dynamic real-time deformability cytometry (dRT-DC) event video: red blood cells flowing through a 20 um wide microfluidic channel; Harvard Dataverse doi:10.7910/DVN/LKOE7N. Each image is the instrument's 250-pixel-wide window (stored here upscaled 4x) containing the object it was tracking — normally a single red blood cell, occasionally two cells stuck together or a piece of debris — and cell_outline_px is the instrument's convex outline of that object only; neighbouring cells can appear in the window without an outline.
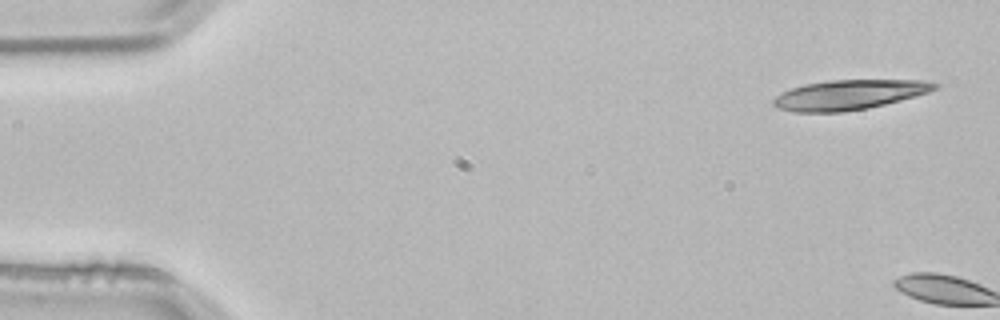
{"species": "common noctule bat (a hibernating species)", "species_latin": "Nyctalus noctula", "temperature_condition": "room temperature", "stored_images_in_passage": 3, "camera_frame_rate_fps": 3000, "um_per_image_px": 0.085, "animal": {"sex": "male", "body_mass_g": 21.5, "forearm_length_mm": 52.0}, "frame": {"image": 1, "passage_image": 1, "time_ms": 0.0, "image_size_px": [1000, 320], "cell_outline_px": [[940, 88], [916, 96], [868, 108], [840, 112], [792, 112], [776, 108], [772, 104], [772, 100], [776, 96], [792, 88], [804, 84], [828, 80], [924, 80], [940, 84]], "centroid_in_image_um": [72.18, 8.05], "position_along_channel_um": 12.8, "area_um2": 28.09}}